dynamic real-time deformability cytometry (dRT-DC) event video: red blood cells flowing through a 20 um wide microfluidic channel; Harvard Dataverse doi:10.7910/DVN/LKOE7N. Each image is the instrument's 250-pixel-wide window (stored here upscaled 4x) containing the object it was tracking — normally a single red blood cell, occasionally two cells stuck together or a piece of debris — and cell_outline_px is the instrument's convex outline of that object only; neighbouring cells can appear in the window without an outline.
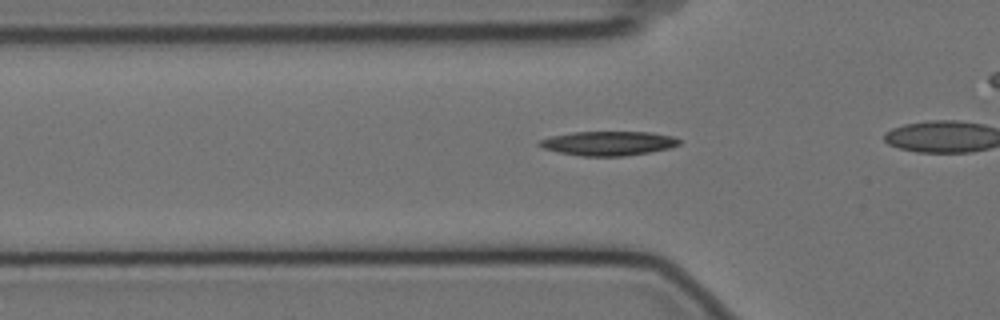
{"species": "Egyptian fruit bat (a non-hibernating species)", "species_latin": "Rousettus aegyptiacus", "temperature_condition": "cold", "stored_images_in_passage": 40, "camera_frame_rate_fps": 3000, "um_per_image_px": 0.085, "animal": {"sex": "female"}, "frame": {"image": 1, "passage_image": 14, "time_ms": 4.333, "image_size_px": [1000, 320], "cell_outline_px": [[680, 144], [668, 148], [648, 152], [624, 156], [584, 156], [560, 152], [544, 148], [536, 144], [540, 140], [552, 136], [572, 132], [652, 132], [672, 136], [680, 140]], "centroid_in_image_um": [51.71, 12.17], "position_along_channel_um": 74.1, "area_um2": 19.54}}
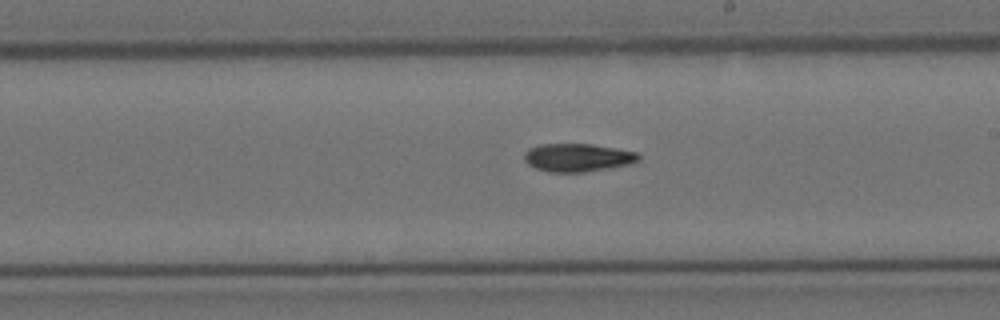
{"frame": {"image": 2, "passage_image": 28, "time_ms": 9.0, "image_size_px": [1000, 320], "cell_outline_px": [[640, 160], [628, 164], [608, 168], [584, 172], [548, 172], [536, 168], [528, 164], [524, 160], [524, 152], [528, 148], [540, 144], [592, 144], [616, 148], [636, 152], [640, 156]], "centroid_in_image_um": [49.07, 13.39], "position_along_channel_um": 239.9, "area_um2": 18.73}}
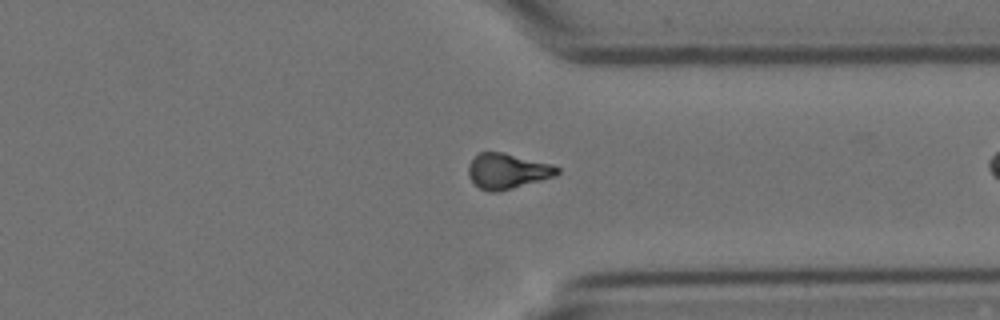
{"frame": {"image": 3, "passage_image": 39, "time_ms": 12.667, "image_size_px": [1000, 320], "cell_outline_px": [[560, 172], [556, 176], [500, 192], [488, 192], [480, 188], [468, 176], [468, 164], [480, 152], [504, 152], [552, 164], [560, 168]], "centroid_in_image_um": [43.15, 14.55], "position_along_channel_um": 368.3, "area_um2": 18.44}}